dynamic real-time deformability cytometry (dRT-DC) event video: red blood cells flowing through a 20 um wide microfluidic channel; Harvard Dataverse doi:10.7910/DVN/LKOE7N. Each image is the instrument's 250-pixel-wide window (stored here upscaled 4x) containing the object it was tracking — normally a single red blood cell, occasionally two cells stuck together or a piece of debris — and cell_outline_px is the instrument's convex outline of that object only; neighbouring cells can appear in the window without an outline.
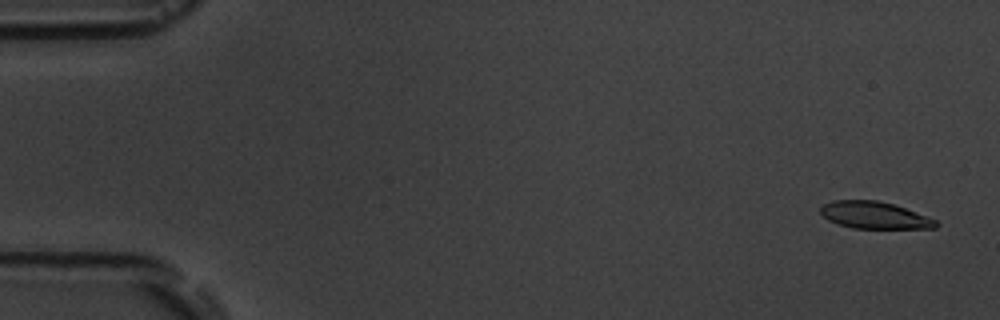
{"species": "common noctule bat (a hibernating species)", "species_latin": "Nyctalus noctula", "temperature_condition": "room temperature", "stored_images_in_passage": 11, "camera_frame_rate_fps": 3000, "um_per_image_px": 0.085, "animal": {"sex": "male", "body_mass_g": 19.5, "forearm_length_mm": 54.6}, "frame": {"image": 1, "passage_image": 1, "time_ms": 0.0, "image_size_px": [1000, 320], "cell_outline_px": [[940, 224], [936, 228], [852, 228], [828, 220], [820, 212], [820, 208], [824, 204], [832, 200], [876, 200], [892, 204], [904, 208], [936, 220]], "centroid_in_image_um": [74.31, 18.29], "position_along_channel_um": 10.7, "area_um2": 17.92}}
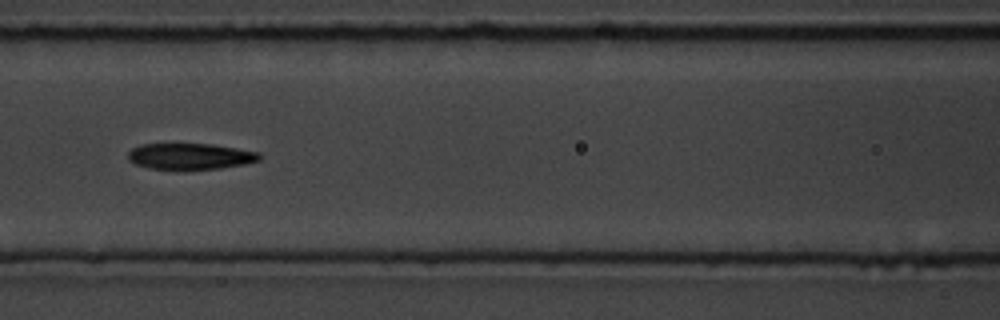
{"frame": {"image": 2, "passage_image": 7, "time_ms": 7.667, "image_size_px": [1000, 320], "cell_outline_px": [[260, 160], [244, 164], [220, 168], [188, 172], [184, 172], [148, 168], [136, 164], [128, 160], [128, 152], [132, 148], [140, 144], [212, 144], [260, 152]], "centroid_in_image_um": [16.14, 13.32], "position_along_channel_um": 150.5, "area_um2": 20.75}}
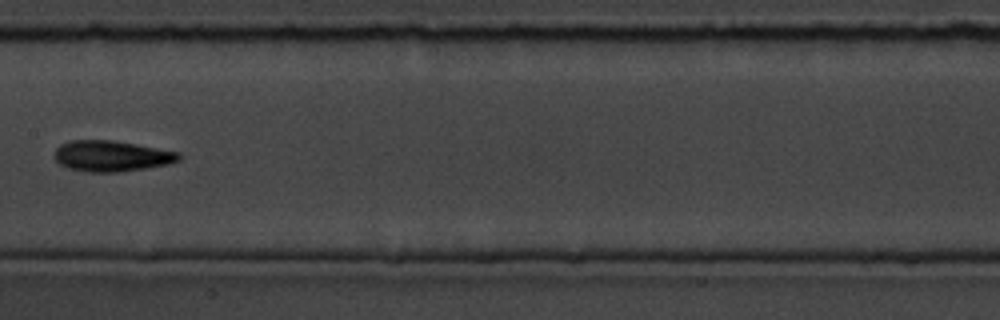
{"frame": {"image": 3, "passage_image": 8, "time_ms": 9.0, "image_size_px": [1000, 320], "cell_outline_px": [[180, 160], [168, 164], [144, 168], [116, 172], [88, 172], [68, 168], [60, 164], [56, 160], [56, 148], [60, 144], [72, 140], [112, 140], [136, 144], [180, 152]], "centroid_in_image_um": [9.48, 13.26], "position_along_channel_um": 197.9, "area_um2": 22.2}}